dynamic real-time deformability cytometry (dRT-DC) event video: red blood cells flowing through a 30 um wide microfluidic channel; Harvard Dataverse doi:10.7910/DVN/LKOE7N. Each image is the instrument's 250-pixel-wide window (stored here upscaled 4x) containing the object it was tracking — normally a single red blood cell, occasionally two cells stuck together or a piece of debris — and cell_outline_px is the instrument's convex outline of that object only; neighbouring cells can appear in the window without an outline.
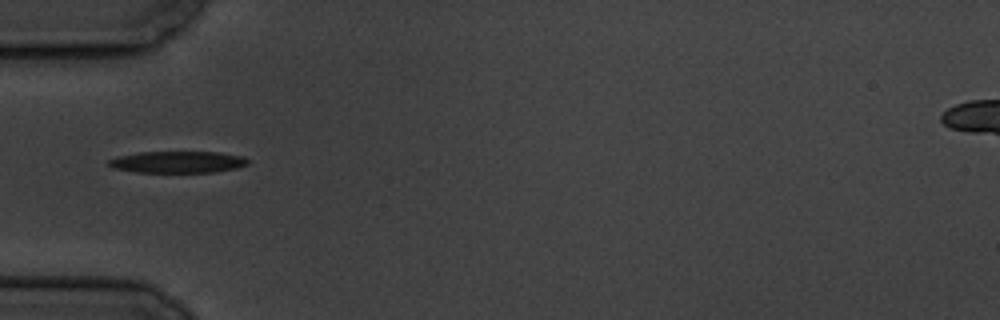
{"species": "common noctule bat (a hibernating species)", "species_latin": "Nyctalus noctula", "temperature_condition": "cold", "stored_images_in_passage": 11, "camera_frame_rate_fps": 3000, "um_per_image_px": 0.085, "animal": {"sex": "male", "body_mass_g": 19.5, "forearm_length_mm": 54.6}, "frame": {"image": 1, "passage_image": 1, "time_ms": 0.0, "image_size_px": [1000, 320], "cell_outline_px": [[248, 164], [236, 168], [216, 172], [136, 172], [112, 168], [108, 164], [108, 160], [116, 156], [140, 152], [220, 152], [244, 156], [248, 160]], "centroid_in_image_um": [15.1, 13.77], "position_along_channel_um": 69.9, "area_um2": 17.69}}
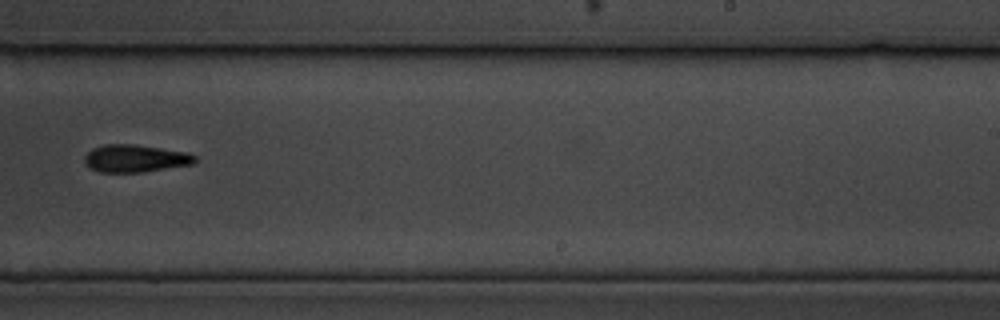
{"frame": {"image": 2, "passage_image": 6, "time_ms": 6.0, "image_size_px": [1000, 320], "cell_outline_px": [[196, 160], [192, 164], [140, 172], [100, 172], [88, 168], [84, 164], [84, 156], [92, 148], [104, 144], [132, 144], [188, 152], [196, 156]], "centroid_in_image_um": [11.44, 13.46], "position_along_channel_um": 277.6, "area_um2": 17.69}}
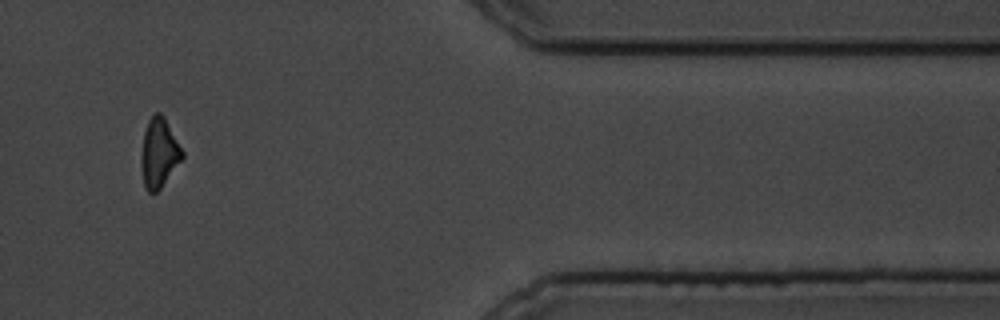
{"frame": {"image": 3, "passage_image": 10, "time_ms": 10.333, "image_size_px": [1000, 320], "cell_outline_px": [[184, 156], [160, 188], [156, 192], [148, 192], [144, 188], [140, 164], [140, 156], [144, 132], [148, 120], [156, 112], [160, 112], [164, 116], [184, 152]], "centroid_in_image_um": [13.49, 13.0], "position_along_channel_um": 397.9, "area_um2": 16.59}, "authors_computed_cell_mechanics": {"area_um2": 17.6868, "velocity_mm_per_s": 3.4734, "shape_relaxation_time_tau1_ms": 1.9826, "shape_relaxation_time_tau2_ms": null, "deformation_change_tau1": 0.1046, "deformation_change_tau2": null}}